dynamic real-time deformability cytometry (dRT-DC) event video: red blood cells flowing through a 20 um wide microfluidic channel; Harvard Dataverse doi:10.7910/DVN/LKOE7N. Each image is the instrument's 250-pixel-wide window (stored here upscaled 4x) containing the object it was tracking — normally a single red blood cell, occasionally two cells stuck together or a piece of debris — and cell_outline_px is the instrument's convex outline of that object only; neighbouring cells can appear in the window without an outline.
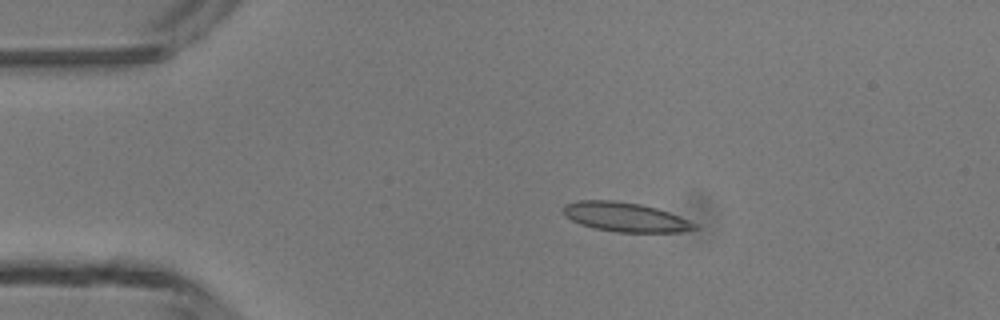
{"species": "common noctule bat (a hibernating species)", "species_latin": "Nyctalus noctula", "temperature_condition": "room temperature", "stored_images_in_passage": 3, "camera_frame_rate_fps": 3000, "um_per_image_px": 0.085, "animal": {"sex": "male", "body_mass_g": 13.3}, "frame": {"image": 1, "passage_image": 2, "time_ms": 1.0, "image_size_px": [1000, 320], "cell_outline_px": [[700, 228], [680, 232], [616, 232], [596, 228], [580, 224], [564, 216], [564, 204], [576, 200], [612, 200], [640, 204], [656, 208], [668, 212], [688, 220], [696, 224]], "centroid_in_image_um": [53.13, 18.45], "position_along_channel_um": 31.9, "area_um2": 22.31}}